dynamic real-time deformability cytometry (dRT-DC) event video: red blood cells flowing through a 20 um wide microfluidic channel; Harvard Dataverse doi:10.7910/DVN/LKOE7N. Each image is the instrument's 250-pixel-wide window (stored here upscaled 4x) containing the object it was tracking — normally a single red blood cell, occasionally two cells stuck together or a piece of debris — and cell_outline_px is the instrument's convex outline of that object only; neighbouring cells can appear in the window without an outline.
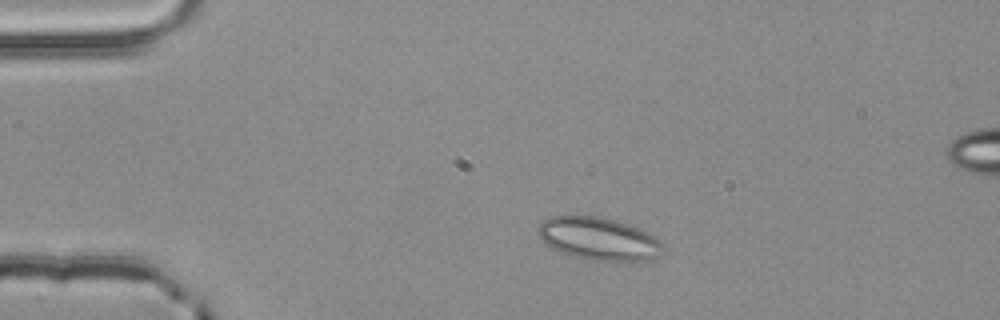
{"species": "common noctule bat (a hibernating species)", "species_latin": "Nyctalus noctula", "temperature_condition": "room temperature", "stored_images_in_passage": 4, "camera_frame_rate_fps": 3000, "um_per_image_px": 0.085, "animal": {"sex": "male", "body_mass_g": 20.4}, "frame": {"image": 1, "passage_image": 2, "time_ms": 0.333, "image_size_px": [1000, 320], "cell_outline_px": [[664, 248], [652, 260], [636, 264], [592, 260], [572, 256], [556, 252], [536, 232], [536, 228], [544, 220], [552, 216], [600, 216], [632, 224], [656, 236], [660, 240]], "centroid_in_image_um": [50.96, 20.33], "position_along_channel_um": 34.0, "area_um2": 32.08}}